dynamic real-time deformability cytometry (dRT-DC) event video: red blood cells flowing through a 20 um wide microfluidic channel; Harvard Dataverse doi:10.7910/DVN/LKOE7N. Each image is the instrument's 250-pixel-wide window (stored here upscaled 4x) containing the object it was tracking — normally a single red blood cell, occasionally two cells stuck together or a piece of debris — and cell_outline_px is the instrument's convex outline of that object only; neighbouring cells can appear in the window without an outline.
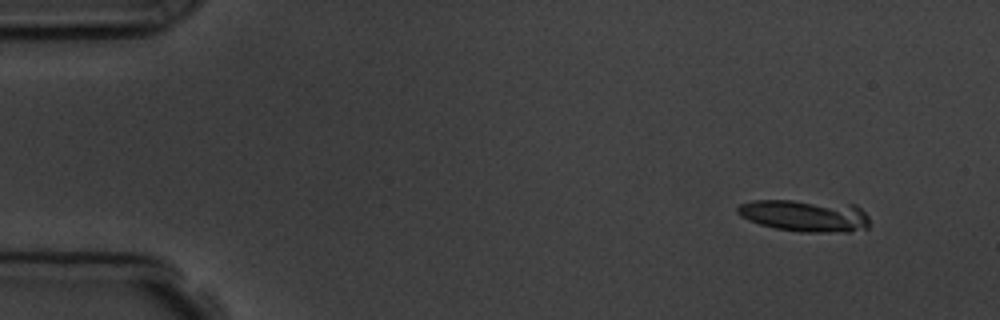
{"species": "common noctule bat (a hibernating species)", "species_latin": "Nyctalus noctula", "temperature_condition": "room temperature", "stored_images_in_passage": 9, "camera_frame_rate_fps": 3000, "um_per_image_px": 0.085, "animal": {"sex": "male", "body_mass_g": 19.5, "forearm_length_mm": 54.6}, "frame": {"image": 1, "passage_image": 1, "time_ms": 0.0, "image_size_px": [1000, 320], "cell_outline_px": [[868, 228], [848, 232], [800, 232], [776, 228], [760, 224], [748, 220], [740, 216], [736, 212], [736, 208], [740, 204], [752, 200], [792, 200], [856, 204], [868, 216]], "centroid_in_image_um": [68.42, 18.32], "position_along_channel_um": 16.6, "area_um2": 24.85}}
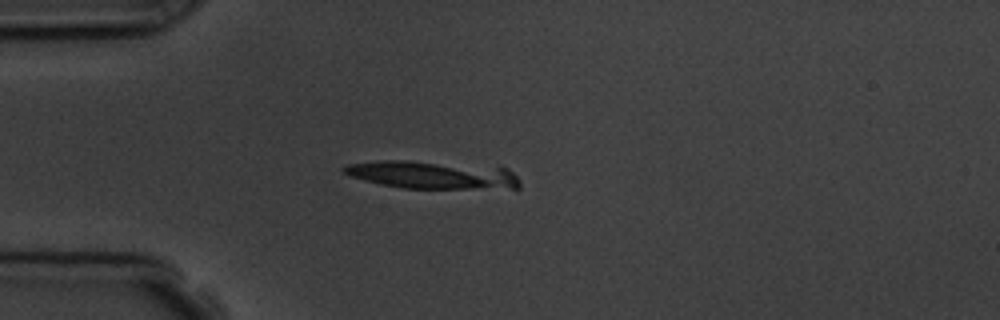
{"frame": {"image": 2, "passage_image": 4, "time_ms": 3.333, "image_size_px": [1000, 320], "cell_outline_px": [[520, 188], [404, 188], [380, 184], [352, 176], [344, 172], [340, 168], [348, 164], [384, 160], [408, 160], [500, 164], [508, 168], [520, 180]], "centroid_in_image_um": [36.9, 14.82], "position_along_channel_um": 48.1, "area_um2": 29.36}}